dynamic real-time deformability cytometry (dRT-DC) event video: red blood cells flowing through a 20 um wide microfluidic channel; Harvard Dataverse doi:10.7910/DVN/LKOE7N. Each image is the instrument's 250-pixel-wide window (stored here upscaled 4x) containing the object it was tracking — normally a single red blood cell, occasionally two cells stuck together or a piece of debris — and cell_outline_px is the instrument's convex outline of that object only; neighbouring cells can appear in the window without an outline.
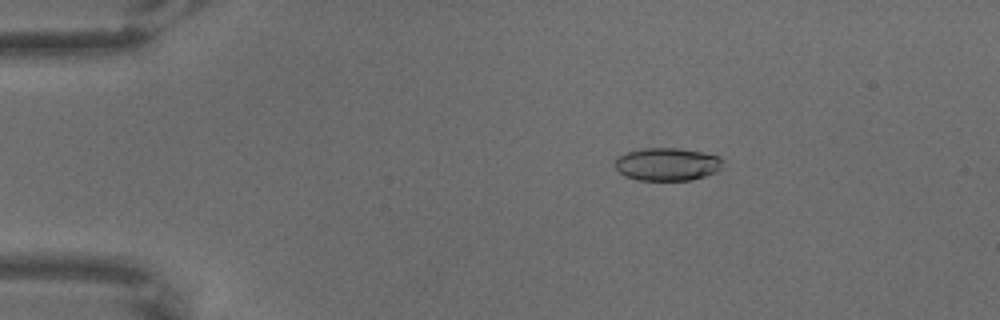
{"species": "common noctule bat (a hibernating species)", "species_latin": "Nyctalus noctula", "temperature_condition": "warm", "stored_images_in_passage": 65, "camera_frame_rate_fps": 3000, "um_per_image_px": 0.085, "animal": {"sex": "male", "body_mass_g": 18.8}, "frame": {"image": 1, "passage_image": 12, "time_ms": 3.667, "image_size_px": [1000, 320], "cell_outline_px": [[720, 168], [716, 172], [692, 180], [636, 180], [624, 176], [616, 168], [616, 160], [620, 156], [628, 152], [644, 148], [680, 148], [720, 156]], "centroid_in_image_um": [56.7, 13.97], "position_along_channel_um": 28.3, "area_um2": 20.4}}
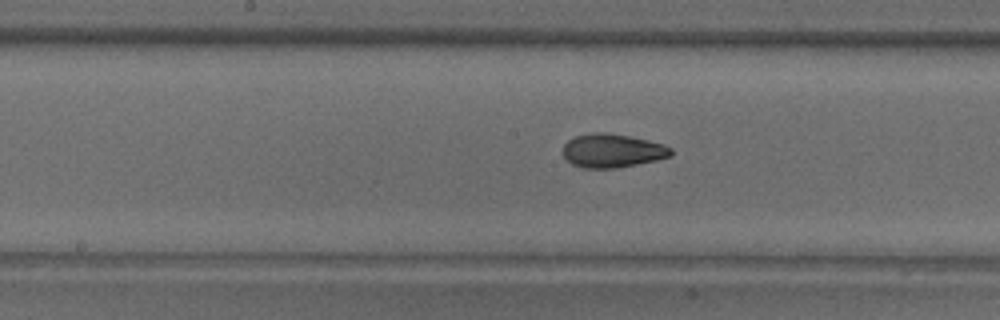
{"frame": {"image": 2, "passage_image": 34, "time_ms": 11.0, "image_size_px": [1000, 320], "cell_outline_px": [[672, 156], [656, 160], [616, 168], [584, 168], [572, 164], [564, 156], [564, 144], [568, 140], [576, 136], [592, 132], [608, 132], [648, 140], [664, 144], [672, 148]], "centroid_in_image_um": [52.06, 12.8], "position_along_channel_um": 196.1, "area_um2": 21.15}}
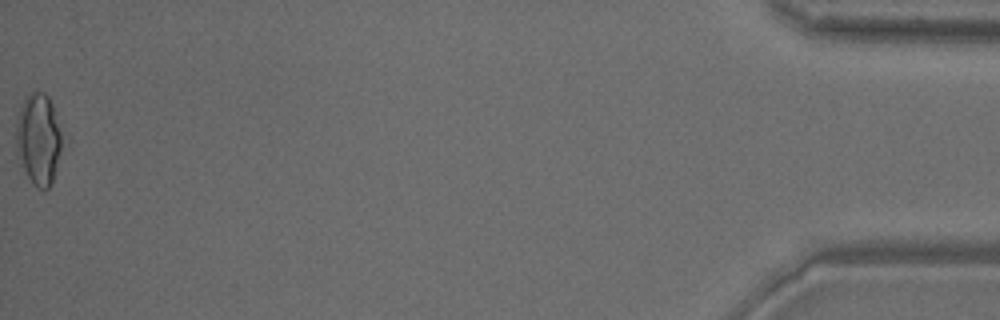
{"frame": {"image": 3, "passage_image": 65, "time_ms": 21.333, "image_size_px": [1000, 320], "cell_outline_px": [[60, 148], [52, 184], [44, 192], [36, 188], [32, 184], [20, 164], [16, 148], [16, 120], [20, 108], [28, 92], [44, 92], [48, 96], [52, 104], [60, 132]], "centroid_in_image_um": [3.23, 11.86], "position_along_channel_um": 432.0, "area_um2": 24.28}}